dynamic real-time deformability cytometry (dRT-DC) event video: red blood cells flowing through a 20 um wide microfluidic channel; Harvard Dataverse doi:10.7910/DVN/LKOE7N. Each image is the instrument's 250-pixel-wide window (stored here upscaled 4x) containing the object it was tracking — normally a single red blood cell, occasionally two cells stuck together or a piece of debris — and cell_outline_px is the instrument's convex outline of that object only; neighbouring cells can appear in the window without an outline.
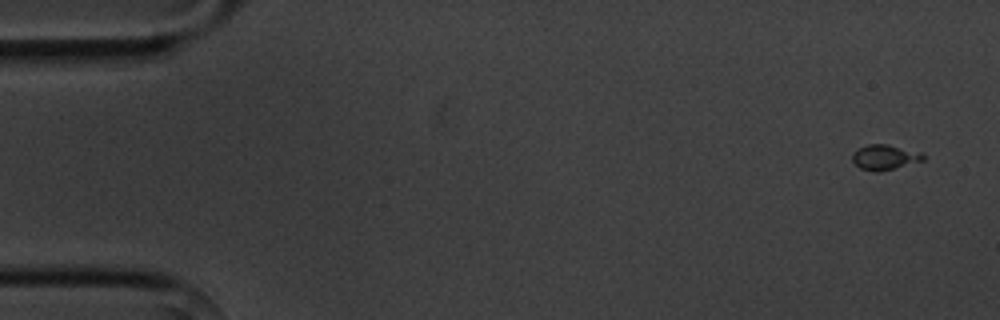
{"species": "common noctule bat (a hibernating species)", "species_latin": "Nyctalus noctula", "temperature_condition": "cold", "stored_images_in_passage": 5, "camera_frame_rate_fps": 3000, "um_per_image_px": 0.085, "animal": {"sex": "male", "body_mass_g": 20.1, "forearm_length_mm": 53.5}, "frame": {"image": 1, "passage_image": 1, "time_ms": 0.0, "image_size_px": [1000, 320], "cell_outline_px": [[924, 160], [876, 172], [860, 168], [852, 160], [852, 152], [868, 144], [888, 144], [924, 152]], "centroid_in_image_um": [75.22, 13.34], "position_along_channel_um": 9.8, "area_um2": 10.29}}